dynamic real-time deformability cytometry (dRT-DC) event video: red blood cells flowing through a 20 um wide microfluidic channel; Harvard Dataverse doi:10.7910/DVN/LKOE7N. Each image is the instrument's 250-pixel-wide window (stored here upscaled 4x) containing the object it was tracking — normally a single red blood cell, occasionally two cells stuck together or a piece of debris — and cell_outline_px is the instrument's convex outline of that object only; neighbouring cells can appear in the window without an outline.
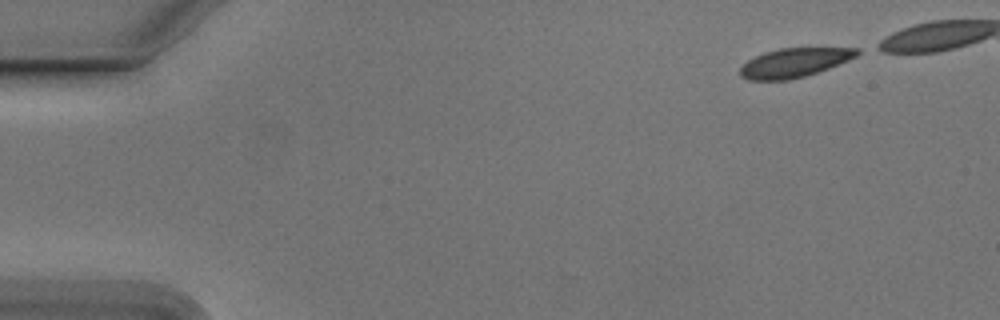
{"species": "Egyptian fruit bat (a non-hibernating species)", "species_latin": "Rousettus aegyptiacus", "temperature_condition": "cold", "stored_images_in_passage": 41, "camera_frame_rate_fps": 3000, "um_per_image_px": 0.085, "animal": {"sex": "male"}, "frame": {"image": 1, "passage_image": 1, "time_ms": 0.0, "image_size_px": [1000, 320], "cell_outline_px": [[864, 52], [848, 60], [828, 68], [804, 76], [788, 80], [748, 80], [740, 76], [740, 68], [748, 60], [764, 52], [780, 48], [860, 48]], "centroid_in_image_um": [67.53, 5.32], "position_along_channel_um": 17.5, "area_um2": 19.71}}
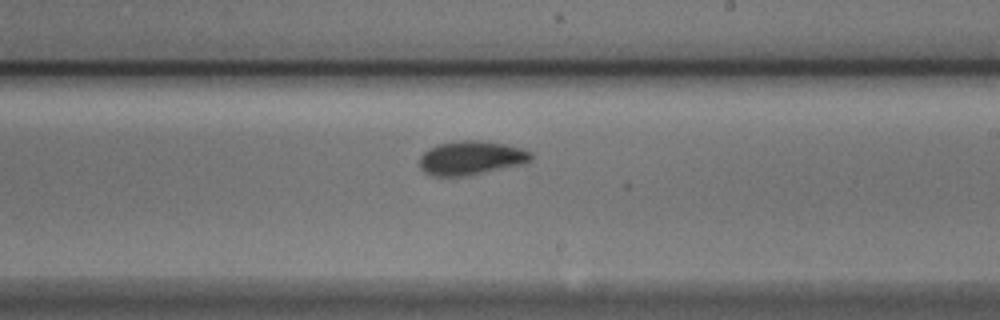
{"frame": {"image": 2, "passage_image": 28, "time_ms": 9.0, "image_size_px": [1000, 320], "cell_outline_px": [[532, 160], [528, 164], [468, 176], [432, 176], [424, 172], [420, 168], [420, 156], [428, 148], [436, 144], [460, 140], [480, 140], [504, 144], [524, 148], [532, 152]], "centroid_in_image_um": [40.09, 13.43], "position_along_channel_um": 248.9, "area_um2": 22.66}}
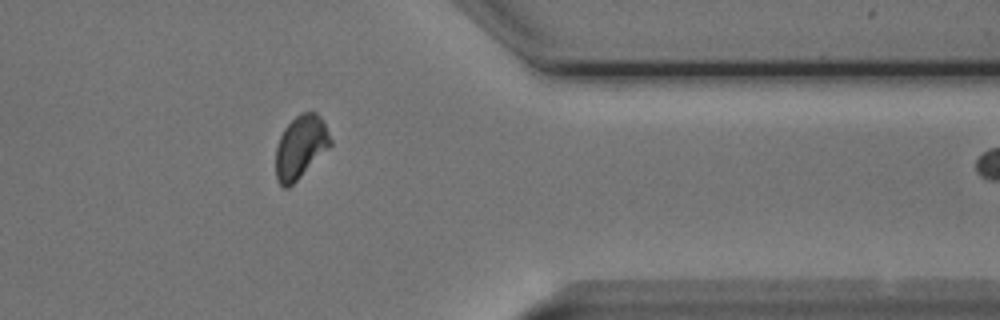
{"frame": {"image": 3, "passage_image": 40, "time_ms": 13.0, "image_size_px": [1000, 320], "cell_outline_px": [[332, 144], [288, 188], [284, 188], [276, 180], [276, 148], [280, 136], [284, 128], [300, 112], [316, 112], [324, 120], [332, 140]], "centroid_in_image_um": [25.55, 12.46], "position_along_channel_um": 385.9, "area_um2": 19.88}}